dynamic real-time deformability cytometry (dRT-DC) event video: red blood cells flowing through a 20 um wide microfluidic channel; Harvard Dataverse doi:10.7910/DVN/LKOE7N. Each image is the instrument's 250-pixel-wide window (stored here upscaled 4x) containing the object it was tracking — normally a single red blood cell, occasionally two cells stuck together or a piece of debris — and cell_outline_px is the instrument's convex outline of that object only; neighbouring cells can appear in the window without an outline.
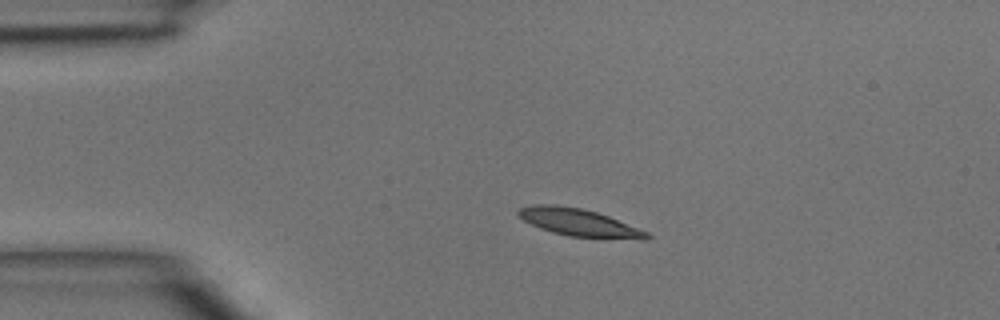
{"species": "common noctule bat (a hibernating species)", "species_latin": "Nyctalus noctula", "temperature_condition": "room temperature", "stored_images_in_passage": 38, "camera_frame_rate_fps": 3000, "um_per_image_px": 0.085, "animal": {"sex": "male", "body_mass_g": 15.6}, "frame": {"image": 1, "passage_image": 1, "time_ms": 0.0, "image_size_px": [1000, 320], "cell_outline_px": [[652, 236], [648, 240], [644, 240], [568, 236], [552, 232], [540, 228], [516, 216], [516, 212], [520, 208], [536, 204], [556, 204], [580, 208], [596, 212], [608, 216], [648, 232]], "centroid_in_image_um": [49.22, 18.92], "position_along_channel_um": 35.8, "area_um2": 20.58}}
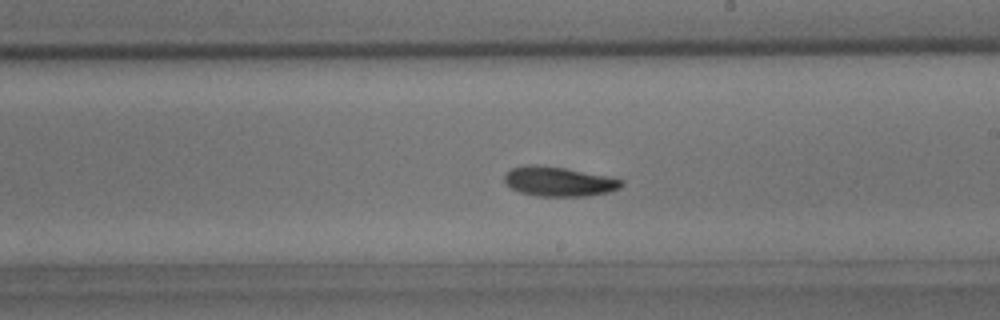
{"frame": {"image": 2, "passage_image": 18, "time_ms": 5.667, "image_size_px": [1000, 320], "cell_outline_px": [[624, 184], [620, 188], [608, 192], [584, 196], [536, 196], [520, 192], [512, 188], [504, 180], [504, 176], [512, 168], [524, 164], [536, 164], [564, 168], [624, 180]], "centroid_in_image_um": [47.48, 15.43], "position_along_channel_um": 241.5, "area_um2": 19.94}}
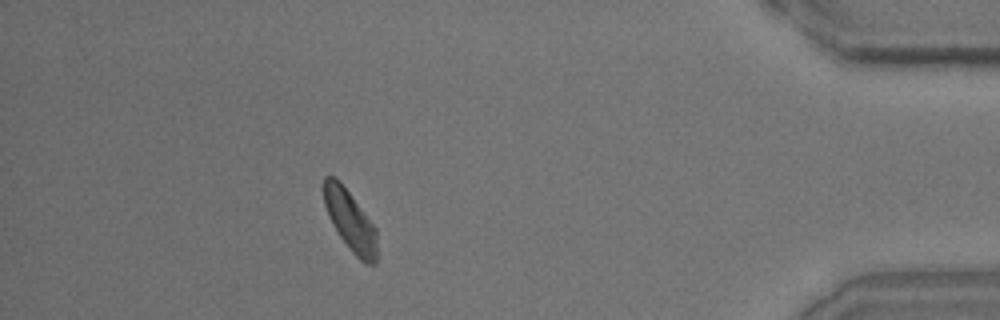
{"frame": {"image": 3, "passage_image": 33, "time_ms": 10.667, "image_size_px": [1000, 320], "cell_outline_px": [[376, 264], [364, 264], [352, 252], [340, 236], [332, 224], [328, 216], [324, 204], [324, 176], [332, 176], [340, 180], [376, 228]], "centroid_in_image_um": [29.76, 18.76], "position_along_channel_um": 405.4, "area_um2": 18.61}}